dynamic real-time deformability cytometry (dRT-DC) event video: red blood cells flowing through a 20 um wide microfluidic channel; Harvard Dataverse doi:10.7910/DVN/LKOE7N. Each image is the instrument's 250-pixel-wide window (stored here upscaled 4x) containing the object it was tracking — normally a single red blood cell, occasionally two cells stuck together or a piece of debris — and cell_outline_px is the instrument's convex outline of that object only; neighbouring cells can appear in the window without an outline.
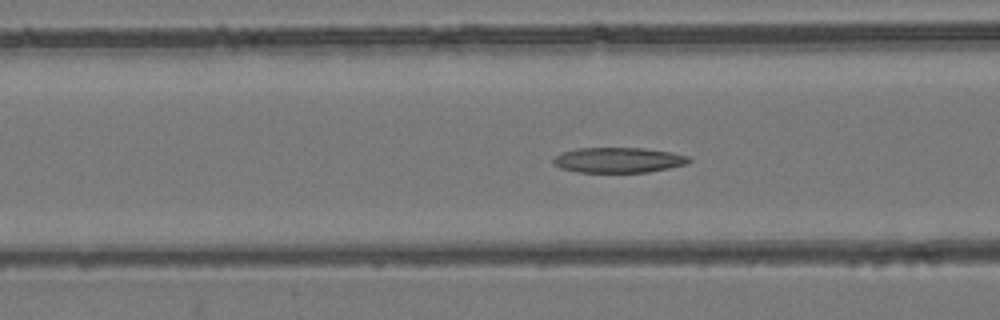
{"species": "common noctule bat (a hibernating species)", "species_latin": "Nyctalus noctula", "temperature_condition": "room temperature", "stored_images_in_passage": 36, "camera_frame_rate_fps": 3000, "um_per_image_px": 0.085, "animal": {"sex": "female", "body_mass_g": 24.6, "forearm_length_mm": 56.2}, "frame": {"image": 1, "passage_image": 14, "time_ms": 4.333, "image_size_px": [1000, 320], "cell_outline_px": [[692, 160], [688, 164], [648, 172], [576, 172], [560, 168], [552, 164], [552, 160], [560, 152], [576, 148], [644, 148], [672, 152], [688, 156]], "centroid_in_image_um": [52.54, 13.6], "position_along_channel_um": 114.1, "area_um2": 20.17}}
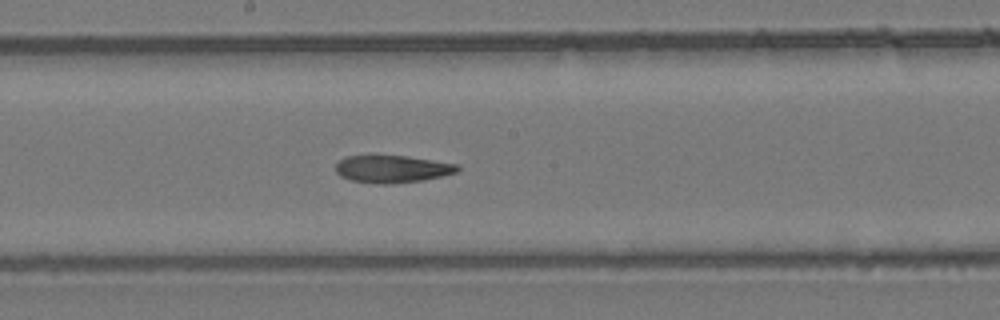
{"frame": {"image": 2, "passage_image": 22, "time_ms": 7.0, "image_size_px": [1000, 320], "cell_outline_px": [[460, 168], [456, 172], [424, 180], [384, 184], [380, 184], [348, 180], [340, 176], [336, 172], [336, 164], [344, 156], [408, 156], [456, 164]], "centroid_in_image_um": [33.29, 14.36], "position_along_channel_um": 214.9, "area_um2": 19.25}}
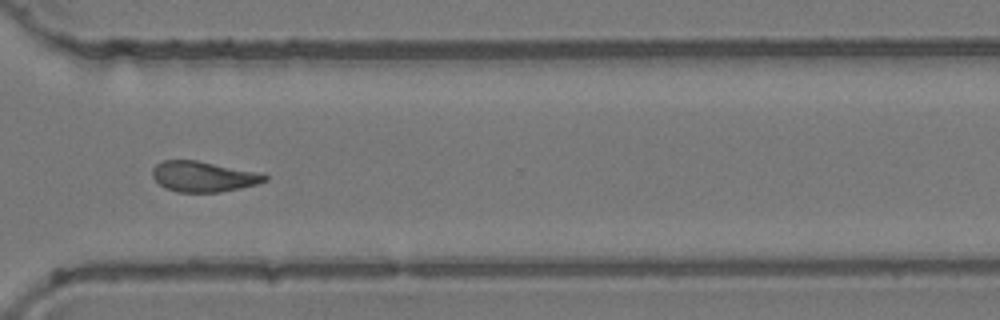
{"frame": {"image": 3, "passage_image": 33, "time_ms": 10.667, "image_size_px": [1000, 320], "cell_outline_px": [[268, 180], [256, 184], [240, 188], [220, 192], [176, 192], [164, 188], [152, 176], [152, 168], [156, 164], [164, 160], [196, 160], [252, 172], [268, 176]], "centroid_in_image_um": [17.21, 15.02], "position_along_channel_um": 353.4, "area_um2": 19.59}, "authors_computed_cell_mechanics": {"area_um2": 20.3745, "velocity_mm_per_s": 3.778, "shape_relaxation_time_tau1_ms": null, "shape_relaxation_time_tau2_ms": 7.5823, "deformation_change_tau1": null, "deformation_change_tau2": 0.1733}}